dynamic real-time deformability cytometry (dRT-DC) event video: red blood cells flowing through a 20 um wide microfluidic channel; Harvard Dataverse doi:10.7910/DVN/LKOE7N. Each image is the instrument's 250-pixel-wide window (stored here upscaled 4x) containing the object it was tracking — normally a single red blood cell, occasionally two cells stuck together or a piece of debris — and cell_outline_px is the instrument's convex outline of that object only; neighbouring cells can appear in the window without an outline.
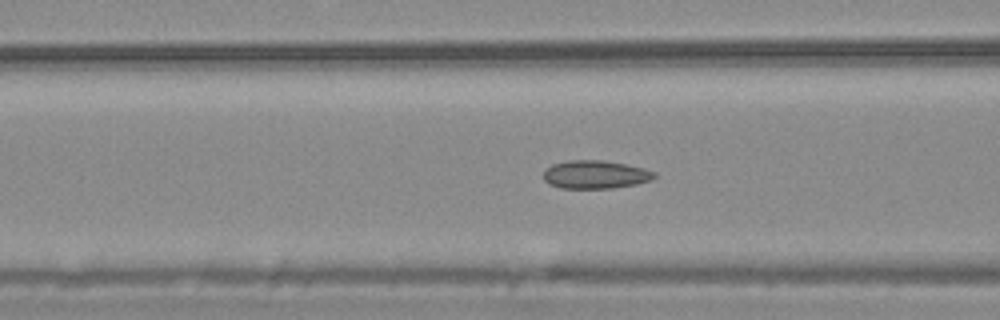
{"species": "common noctule bat (a hibernating species)", "species_latin": "Nyctalus noctula", "temperature_condition": "warm", "stored_images_in_passage": 35, "camera_frame_rate_fps": 3000, "um_per_image_px": 0.085, "animal": {"sex": "male", "body_mass_g": 20.4}, "frame": {"image": 1, "passage_image": 22, "time_ms": 7.0, "image_size_px": [1000, 320], "cell_outline_px": [[656, 176], [652, 180], [636, 184], [612, 188], [560, 188], [548, 184], [544, 180], [544, 172], [552, 164], [568, 160], [600, 160], [624, 164], [644, 168], [656, 172]], "centroid_in_image_um": [50.61, 14.84], "position_along_channel_um": 116.0, "area_um2": 18.21}}